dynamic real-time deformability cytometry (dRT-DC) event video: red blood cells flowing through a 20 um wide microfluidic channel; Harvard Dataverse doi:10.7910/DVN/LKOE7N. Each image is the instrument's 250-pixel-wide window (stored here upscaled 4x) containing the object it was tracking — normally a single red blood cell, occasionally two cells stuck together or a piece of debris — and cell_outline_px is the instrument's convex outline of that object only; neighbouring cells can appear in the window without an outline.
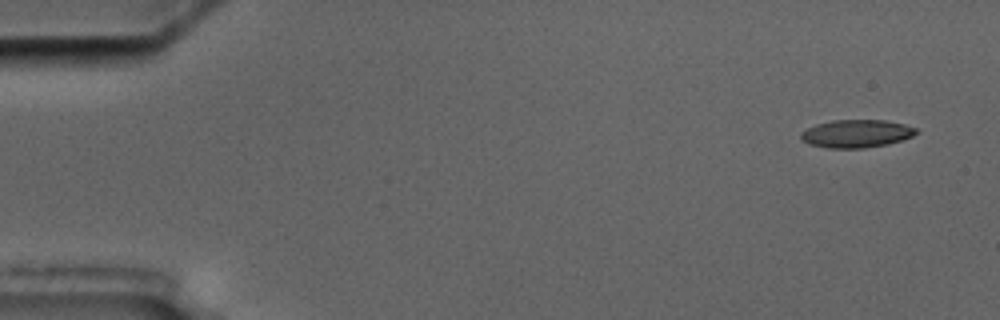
{"species": "common noctule bat (a hibernating species)", "species_latin": "Nyctalus noctula", "temperature_condition": "cold", "stored_images_in_passage": 5, "camera_frame_rate_fps": 3000, "um_per_image_px": 0.085, "animal": {"sex": "male", "body_mass_g": 17.5, "forearm_length_mm": 52.3}, "frame": {"image": 1, "passage_image": 1, "time_ms": 0.0, "image_size_px": [1000, 320], "cell_outline_px": [[916, 132], [912, 136], [904, 140], [888, 144], [864, 148], [828, 148], [808, 144], [800, 136], [800, 132], [816, 124], [832, 120], [884, 120], [904, 124], [916, 128]], "centroid_in_image_um": [72.79, 11.36], "position_along_channel_um": 12.2, "area_um2": 18.73}}
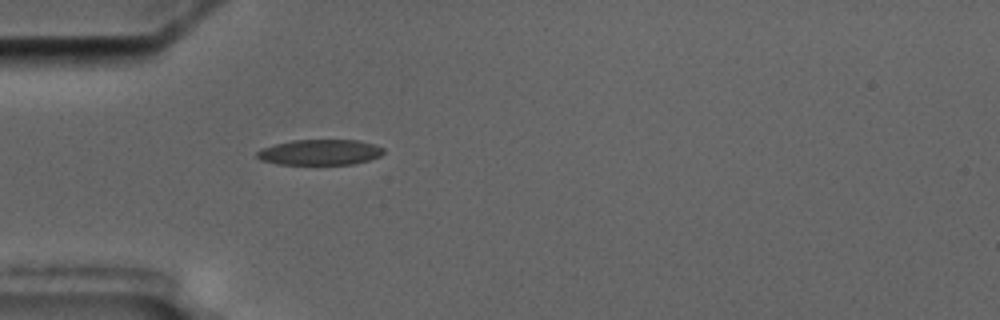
{"frame": {"image": 2, "passage_image": 5, "time_ms": 4.667, "image_size_px": [1000, 320], "cell_outline_px": [[384, 152], [380, 156], [368, 160], [352, 164], [276, 164], [260, 160], [256, 156], [256, 152], [264, 148], [276, 144], [292, 140], [356, 140], [372, 144], [384, 148]], "centroid_in_image_um": [27.18, 12.94], "position_along_channel_um": 57.8, "area_um2": 18.67}}